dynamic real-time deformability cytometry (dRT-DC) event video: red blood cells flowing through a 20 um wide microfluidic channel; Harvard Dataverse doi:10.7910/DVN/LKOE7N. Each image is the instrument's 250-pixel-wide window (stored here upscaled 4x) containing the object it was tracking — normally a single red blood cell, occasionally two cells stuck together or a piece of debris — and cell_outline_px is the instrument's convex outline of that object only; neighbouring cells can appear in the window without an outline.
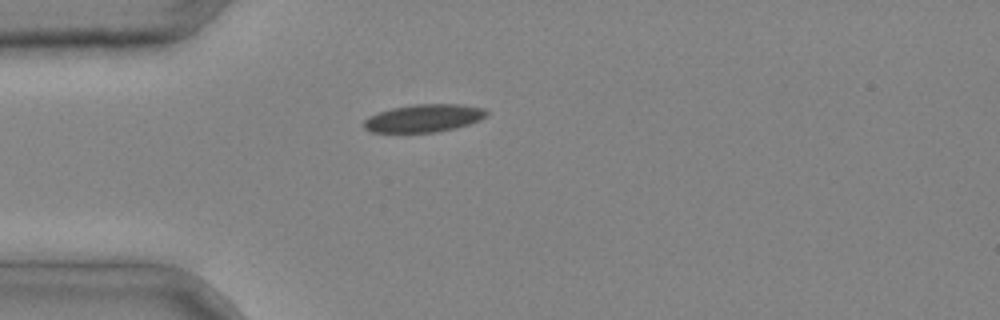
{"species": "common noctule bat (a hibernating species)", "species_latin": "Nyctalus noctula", "temperature_condition": "cold", "stored_images_in_passage": 3, "camera_frame_rate_fps": 3000, "um_per_image_px": 0.085, "animal": {"sex": "male", "body_mass_g": 20.4}, "frame": {"image": 1, "passage_image": 3, "time_ms": 0.667, "image_size_px": [1000, 320], "cell_outline_px": [[488, 116], [480, 120], [456, 128], [436, 132], [372, 132], [364, 128], [364, 120], [368, 116], [392, 108], [416, 104], [460, 104], [484, 108], [488, 112]], "centroid_in_image_um": [36.06, 10.04], "position_along_channel_um": 48.9, "area_um2": 19.83}}